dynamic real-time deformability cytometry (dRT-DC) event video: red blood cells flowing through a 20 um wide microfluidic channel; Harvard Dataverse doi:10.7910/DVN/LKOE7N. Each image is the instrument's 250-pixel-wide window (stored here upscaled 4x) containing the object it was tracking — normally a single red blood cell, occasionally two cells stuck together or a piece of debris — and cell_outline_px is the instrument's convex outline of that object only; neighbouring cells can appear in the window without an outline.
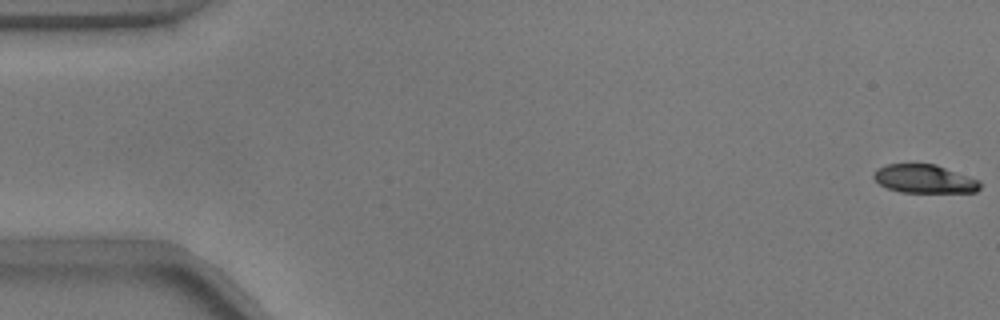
{"species": "common noctule bat (a hibernating species)", "species_latin": "Nyctalus noctula", "temperature_condition": "warm", "stored_images_in_passage": 54, "camera_frame_rate_fps": 3000, "um_per_image_px": 0.085, "animal": {"sex": "male", "body_mass_g": 17.9}, "frame": {"image": 1, "passage_image": 1, "time_ms": 0.0, "image_size_px": [1000, 320], "cell_outline_px": [[980, 188], [976, 192], [900, 192], [888, 188], [880, 184], [872, 176], [876, 168], [888, 164], [936, 164], [980, 180]], "centroid_in_image_um": [78.58, 15.2], "position_along_channel_um": 6.4, "area_um2": 17.63}}
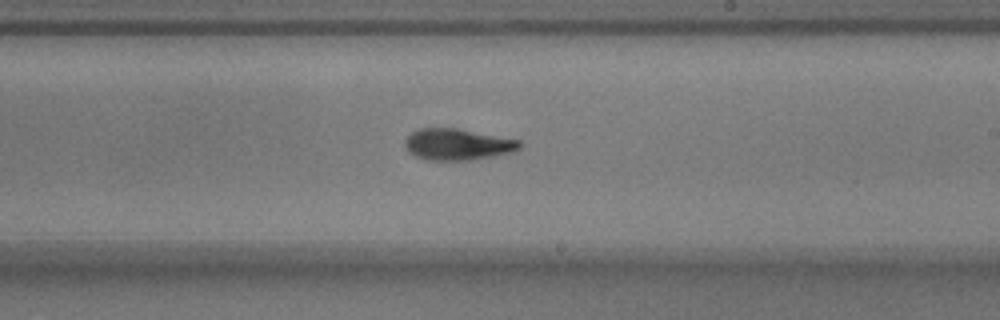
{"frame": {"image": 2, "passage_image": 32, "time_ms": 10.333, "image_size_px": [1000, 320], "cell_outline_px": [[520, 148], [508, 152], [492, 156], [468, 160], [428, 160], [416, 156], [408, 152], [404, 144], [404, 140], [416, 128], [456, 128], [520, 140]], "centroid_in_image_um": [38.82, 12.26], "position_along_channel_um": 250.2, "area_um2": 20.75}}
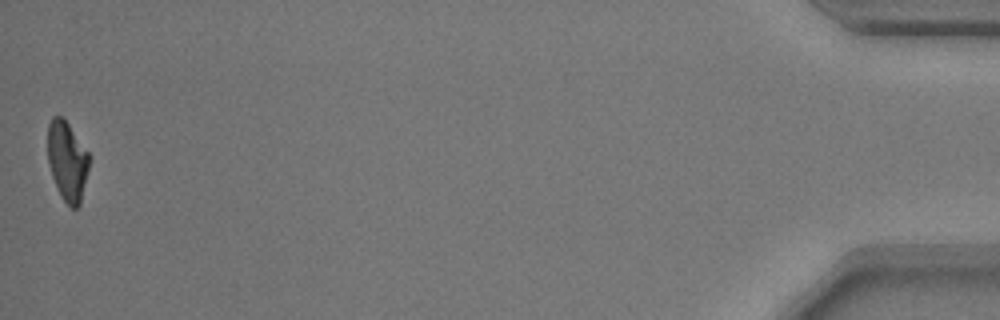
{"frame": {"image": 3, "passage_image": 54, "time_ms": 17.667, "image_size_px": [1000, 320], "cell_outline_px": [[88, 168], [80, 204], [76, 208], [72, 208], [60, 196], [56, 188], [52, 176], [48, 160], [48, 124], [52, 116], [60, 116], [68, 124], [88, 152]], "centroid_in_image_um": [5.69, 13.7], "position_along_channel_um": 429.5, "area_um2": 18.84}, "authors_computed_cell_mechanics": {"area_um2": 20.4901, "velocity_mm_per_s": 3.759, "shape_relaxation_time_tau1_ms": 4.1297, "shape_relaxation_time_tau2_ms": 2.3159, "deformation_change_tau1": 0.1796, "deformation_change_tau2": 0.0908}}